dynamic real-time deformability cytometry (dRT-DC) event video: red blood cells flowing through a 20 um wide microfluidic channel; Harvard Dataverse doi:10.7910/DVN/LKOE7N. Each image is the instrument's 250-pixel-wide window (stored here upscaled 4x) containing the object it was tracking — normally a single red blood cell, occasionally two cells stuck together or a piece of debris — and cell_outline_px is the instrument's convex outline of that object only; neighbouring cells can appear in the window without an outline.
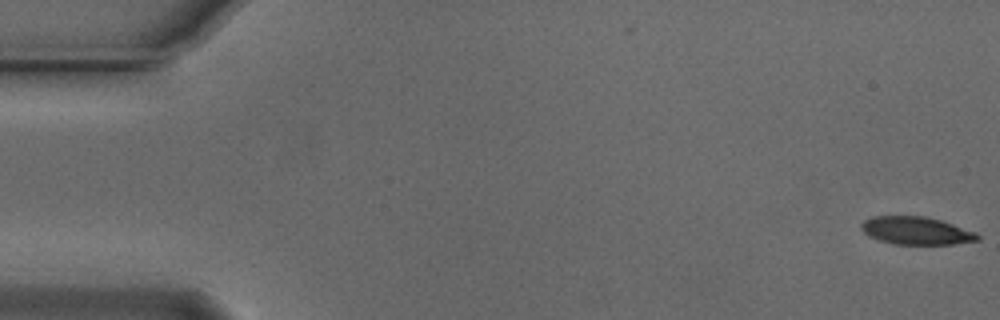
{"species": "Egyptian fruit bat (a non-hibernating species)", "species_latin": "Rousettus aegyptiacus", "temperature_condition": "cold", "stored_images_in_passage": 2, "camera_frame_rate_fps": 3000, "um_per_image_px": 0.085, "animal": {"sex": "male"}, "frame": {"image": 1, "passage_image": 2, "time_ms": 0.333, "image_size_px": [1000, 320], "cell_outline_px": [[980, 240], [952, 244], [892, 244], [868, 236], [860, 228], [860, 224], [864, 220], [872, 216], [924, 216], [940, 220], [976, 232], [980, 236]], "centroid_in_image_um": [77.86, 19.61], "position_along_channel_um": 7.1, "area_um2": 18.84}}